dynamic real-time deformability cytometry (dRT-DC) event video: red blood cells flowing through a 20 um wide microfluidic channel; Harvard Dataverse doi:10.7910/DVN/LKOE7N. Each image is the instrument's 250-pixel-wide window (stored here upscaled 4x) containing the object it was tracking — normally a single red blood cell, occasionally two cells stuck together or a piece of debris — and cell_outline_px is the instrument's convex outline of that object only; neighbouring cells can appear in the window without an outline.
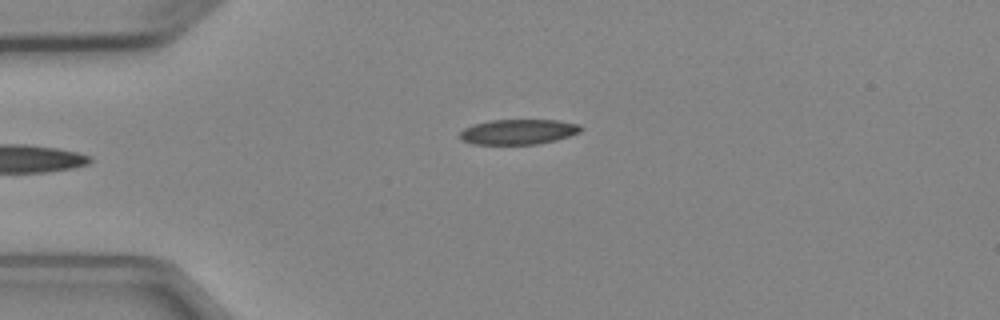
{"species": "Egyptian fruit bat (a non-hibernating species)", "species_latin": "Rousettus aegyptiacus", "temperature_condition": "cold", "stored_images_in_passage": 5, "camera_frame_rate_fps": 3000, "um_per_image_px": 0.085, "animal": {"sex": "female"}, "frame": {"image": 1, "passage_image": 5, "time_ms": 4.667, "image_size_px": [1000, 320], "cell_outline_px": [[584, 128], [580, 132], [556, 140], [536, 144], [472, 144], [460, 140], [460, 132], [464, 128], [472, 124], [488, 120], [556, 120], [580, 124]], "centroid_in_image_um": [44.04, 11.2], "position_along_channel_um": 41.0, "area_um2": 17.86}}